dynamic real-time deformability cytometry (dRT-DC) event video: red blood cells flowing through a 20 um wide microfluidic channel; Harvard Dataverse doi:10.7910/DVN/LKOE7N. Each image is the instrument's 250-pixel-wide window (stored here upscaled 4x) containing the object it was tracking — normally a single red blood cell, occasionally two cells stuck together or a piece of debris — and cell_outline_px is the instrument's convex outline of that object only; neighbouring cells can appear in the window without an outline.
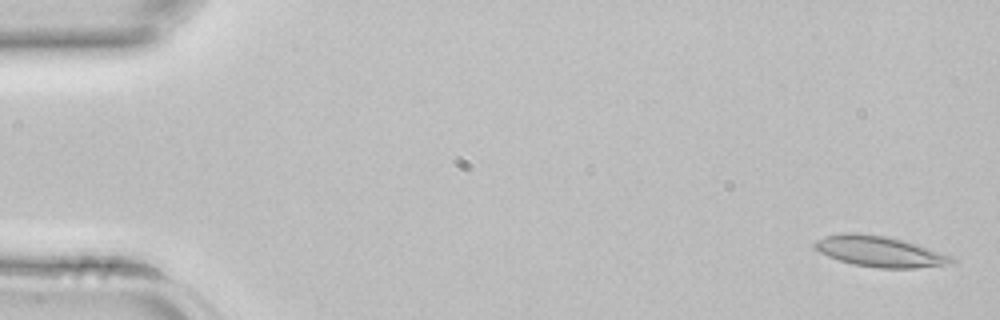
{"species": "common noctule bat (a hibernating species)", "species_latin": "Nyctalus noctula", "temperature_condition": "room temperature", "stored_images_in_passage": 4, "camera_frame_rate_fps": 3000, "um_per_image_px": 0.085, "animal": {"sex": "female", "body_mass_g": 22.7, "forearm_length_mm": 54.2}, "frame": {"image": 1, "passage_image": 1, "time_ms": 0.0, "image_size_px": [1000, 320], "cell_outline_px": [[956, 260], [952, 264], [912, 268], [880, 268], [856, 264], [840, 260], [828, 256], [820, 252], [812, 244], [816, 240], [824, 236], [848, 232], [856, 232], [888, 236], [904, 240], [952, 256]], "centroid_in_image_um": [74.78, 21.36], "position_along_channel_um": 10.2, "area_um2": 24.39}}